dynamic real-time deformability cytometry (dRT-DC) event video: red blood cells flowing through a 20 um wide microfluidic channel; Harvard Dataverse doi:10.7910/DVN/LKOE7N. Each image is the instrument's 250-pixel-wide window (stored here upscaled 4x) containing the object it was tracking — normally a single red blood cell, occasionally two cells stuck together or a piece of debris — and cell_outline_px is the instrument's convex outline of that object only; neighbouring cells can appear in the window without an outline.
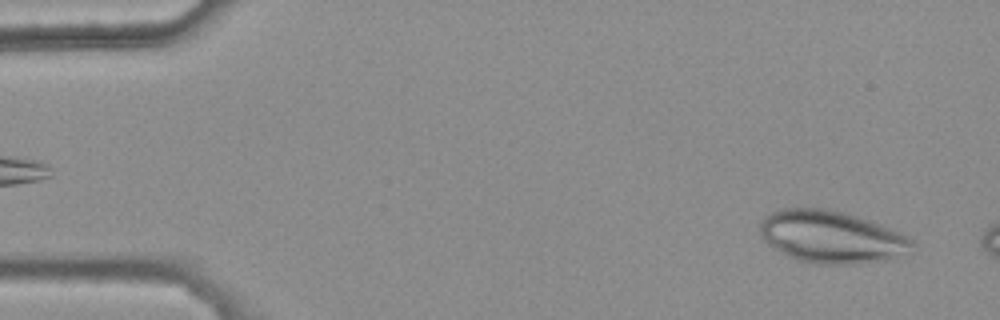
{"species": "common noctule bat (a hibernating species)", "species_latin": "Nyctalus noctula", "temperature_condition": "warm", "stored_images_in_passage": 8, "camera_frame_rate_fps": 3000, "um_per_image_px": 0.085, "animal": {"sex": "female", "body_mass_g": 25.1}, "frame": {"image": 1, "passage_image": 2, "time_ms": 0.333, "image_size_px": [1000, 320], "cell_outline_px": [[916, 244], [888, 260], [852, 264], [820, 264], [796, 260], [772, 248], [760, 236], [760, 220], [772, 212], [784, 208], [828, 208], [844, 212], [872, 220], [900, 232], [908, 236]], "centroid_in_image_um": [70.63, 20.12], "position_along_channel_um": 14.4, "area_um2": 46.47}}